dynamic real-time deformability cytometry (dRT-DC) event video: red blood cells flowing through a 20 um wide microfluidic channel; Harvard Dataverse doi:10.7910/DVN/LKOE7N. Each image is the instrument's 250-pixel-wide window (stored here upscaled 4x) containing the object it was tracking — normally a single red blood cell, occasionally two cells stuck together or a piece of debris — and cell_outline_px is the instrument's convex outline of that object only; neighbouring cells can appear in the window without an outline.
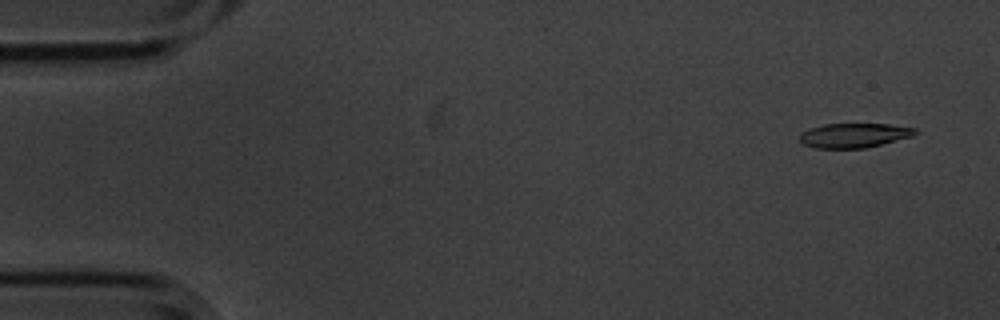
{"species": "common noctule bat (a hibernating species)", "species_latin": "Nyctalus noctula", "temperature_condition": "cold", "stored_images_in_passage": 9, "camera_frame_rate_fps": 3000, "um_per_image_px": 0.085, "animal": {"sex": "male", "body_mass_g": 20.1, "forearm_length_mm": 53.5}, "frame": {"image": 1, "passage_image": 1, "time_ms": 0.0, "image_size_px": [1000, 320], "cell_outline_px": [[920, 132], [912, 136], [864, 148], [816, 148], [804, 144], [800, 140], [800, 132], [808, 128], [824, 124], [888, 124], [916, 128]], "centroid_in_image_um": [72.58, 11.49], "position_along_channel_um": 12.4, "area_um2": 16.42}}
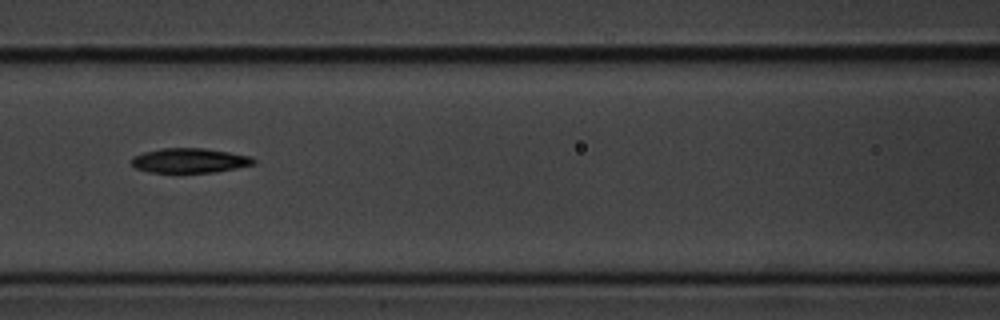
{"frame": {"image": 2, "passage_image": 7, "time_ms": 2.0, "image_size_px": [1000, 320], "cell_outline_px": [[256, 164], [216, 172], [148, 172], [136, 168], [128, 160], [132, 156], [144, 152], [160, 148], [204, 148], [252, 156], [256, 160]], "centroid_in_image_um": [16.11, 13.64], "position_along_channel_um": 150.5, "area_um2": 17.69}}
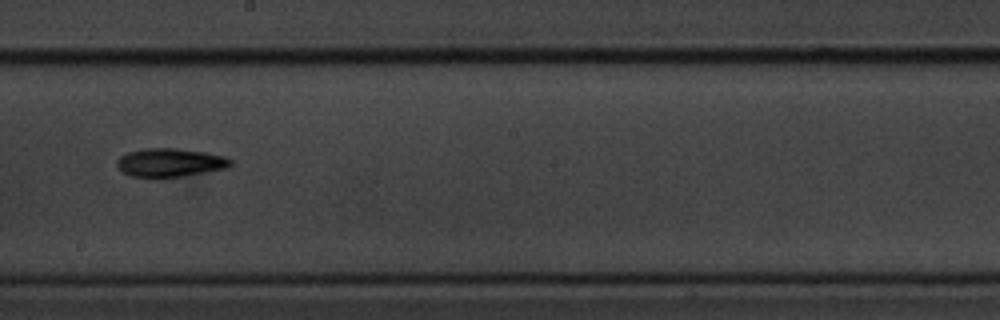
{"frame": {"image": 3, "passage_image": 9, "time_ms": 2.667, "image_size_px": [1000, 320], "cell_outline_px": [[232, 164], [228, 168], [156, 180], [132, 176], [124, 172], [116, 164], [116, 160], [120, 156], [128, 152], [144, 148], [176, 148], [204, 152], [224, 156], [232, 160]], "centroid_in_image_um": [14.42, 13.84], "position_along_channel_um": 233.8, "area_um2": 19.19}}